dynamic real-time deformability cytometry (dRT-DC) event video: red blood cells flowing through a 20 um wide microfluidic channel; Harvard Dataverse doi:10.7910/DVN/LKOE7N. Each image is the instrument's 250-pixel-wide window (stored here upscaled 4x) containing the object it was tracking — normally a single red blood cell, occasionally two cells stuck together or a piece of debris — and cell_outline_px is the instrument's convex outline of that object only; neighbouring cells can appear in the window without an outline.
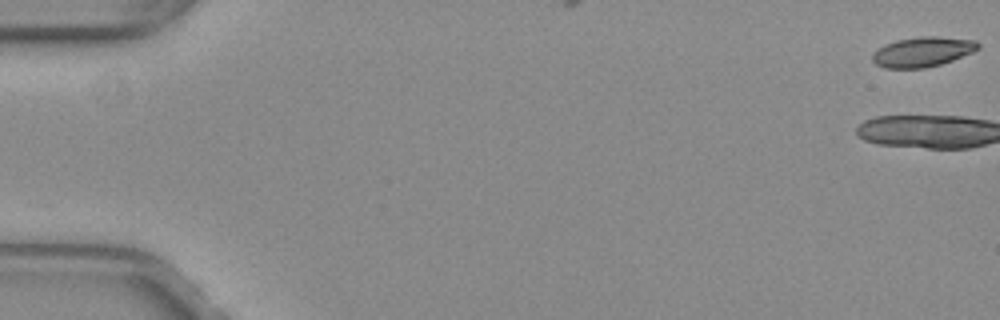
{"species": "common noctule bat (a hibernating species)", "species_latin": "Nyctalus noctula", "temperature_condition": "warm", "stored_images_in_passage": 19, "camera_frame_rate_fps": 3000, "um_per_image_px": 0.085, "animal": {"sex": "female", "body_mass_g": 29.2, "forearm_length_mm": 56.3}, "frame": {"image": 1, "passage_image": 1, "time_ms": 0.0, "image_size_px": [1000, 320], "cell_outline_px": [[980, 48], [972, 52], [952, 60], [940, 64], [924, 68], [884, 68], [876, 64], [872, 60], [872, 56], [884, 44], [896, 40], [920, 36], [936, 36], [976, 40], [980, 44]], "centroid_in_image_um": [78.44, 4.4], "position_along_channel_um": 6.6, "area_um2": 18.32}}